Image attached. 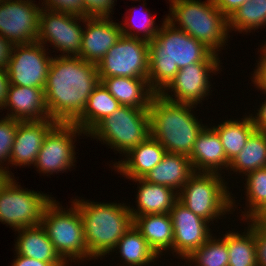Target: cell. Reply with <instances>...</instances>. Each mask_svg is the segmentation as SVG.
Listing matches in <instances>:
<instances>
[{"label": "cell", "mask_w": 266, "mask_h": 266, "mask_svg": "<svg viewBox=\"0 0 266 266\" xmlns=\"http://www.w3.org/2000/svg\"><path fill=\"white\" fill-rule=\"evenodd\" d=\"M213 128L221 139L229 162L241 152L249 136L256 130L250 115L239 121L225 120L220 125L213 126Z\"/></svg>", "instance_id": "obj_28"}, {"label": "cell", "mask_w": 266, "mask_h": 266, "mask_svg": "<svg viewBox=\"0 0 266 266\" xmlns=\"http://www.w3.org/2000/svg\"><path fill=\"white\" fill-rule=\"evenodd\" d=\"M12 174H13L12 172L10 174V171L8 169L0 168V191L7 184V182L12 177H14V175Z\"/></svg>", "instance_id": "obj_47"}, {"label": "cell", "mask_w": 266, "mask_h": 266, "mask_svg": "<svg viewBox=\"0 0 266 266\" xmlns=\"http://www.w3.org/2000/svg\"><path fill=\"white\" fill-rule=\"evenodd\" d=\"M266 26V0H249L228 17V30L251 32Z\"/></svg>", "instance_id": "obj_32"}, {"label": "cell", "mask_w": 266, "mask_h": 266, "mask_svg": "<svg viewBox=\"0 0 266 266\" xmlns=\"http://www.w3.org/2000/svg\"><path fill=\"white\" fill-rule=\"evenodd\" d=\"M10 86L7 69L0 68V109L3 108Z\"/></svg>", "instance_id": "obj_45"}, {"label": "cell", "mask_w": 266, "mask_h": 266, "mask_svg": "<svg viewBox=\"0 0 266 266\" xmlns=\"http://www.w3.org/2000/svg\"><path fill=\"white\" fill-rule=\"evenodd\" d=\"M57 124L51 118L41 121H19L9 163L16 166L34 165L45 136Z\"/></svg>", "instance_id": "obj_18"}, {"label": "cell", "mask_w": 266, "mask_h": 266, "mask_svg": "<svg viewBox=\"0 0 266 266\" xmlns=\"http://www.w3.org/2000/svg\"><path fill=\"white\" fill-rule=\"evenodd\" d=\"M195 266H228L229 254L226 242L221 238L210 237L200 248L195 249L187 258Z\"/></svg>", "instance_id": "obj_33"}, {"label": "cell", "mask_w": 266, "mask_h": 266, "mask_svg": "<svg viewBox=\"0 0 266 266\" xmlns=\"http://www.w3.org/2000/svg\"><path fill=\"white\" fill-rule=\"evenodd\" d=\"M170 15L166 19L213 53L218 52L228 41V18L213 4L212 0H169ZM172 16V17H171ZM220 48V49H219ZM219 49V50H218ZM218 51V52H217Z\"/></svg>", "instance_id": "obj_5"}, {"label": "cell", "mask_w": 266, "mask_h": 266, "mask_svg": "<svg viewBox=\"0 0 266 266\" xmlns=\"http://www.w3.org/2000/svg\"><path fill=\"white\" fill-rule=\"evenodd\" d=\"M247 222L255 227H266V204L260 208Z\"/></svg>", "instance_id": "obj_46"}, {"label": "cell", "mask_w": 266, "mask_h": 266, "mask_svg": "<svg viewBox=\"0 0 266 266\" xmlns=\"http://www.w3.org/2000/svg\"><path fill=\"white\" fill-rule=\"evenodd\" d=\"M247 232H227L222 239L227 244L228 266H257L255 226L250 222Z\"/></svg>", "instance_id": "obj_30"}, {"label": "cell", "mask_w": 266, "mask_h": 266, "mask_svg": "<svg viewBox=\"0 0 266 266\" xmlns=\"http://www.w3.org/2000/svg\"><path fill=\"white\" fill-rule=\"evenodd\" d=\"M10 113L6 118L19 121H41L49 119V112L45 103L44 89L10 85L7 98L3 105Z\"/></svg>", "instance_id": "obj_19"}, {"label": "cell", "mask_w": 266, "mask_h": 266, "mask_svg": "<svg viewBox=\"0 0 266 266\" xmlns=\"http://www.w3.org/2000/svg\"><path fill=\"white\" fill-rule=\"evenodd\" d=\"M32 0H0V35L12 45L36 42L42 8Z\"/></svg>", "instance_id": "obj_15"}, {"label": "cell", "mask_w": 266, "mask_h": 266, "mask_svg": "<svg viewBox=\"0 0 266 266\" xmlns=\"http://www.w3.org/2000/svg\"><path fill=\"white\" fill-rule=\"evenodd\" d=\"M115 0H84L85 17H111Z\"/></svg>", "instance_id": "obj_38"}, {"label": "cell", "mask_w": 266, "mask_h": 266, "mask_svg": "<svg viewBox=\"0 0 266 266\" xmlns=\"http://www.w3.org/2000/svg\"><path fill=\"white\" fill-rule=\"evenodd\" d=\"M194 173L189 157L166 152L162 160L143 179L170 187L178 193Z\"/></svg>", "instance_id": "obj_22"}, {"label": "cell", "mask_w": 266, "mask_h": 266, "mask_svg": "<svg viewBox=\"0 0 266 266\" xmlns=\"http://www.w3.org/2000/svg\"><path fill=\"white\" fill-rule=\"evenodd\" d=\"M176 26L165 18L149 42L148 84L155 94H160L180 69L203 62L212 53L202 42Z\"/></svg>", "instance_id": "obj_2"}, {"label": "cell", "mask_w": 266, "mask_h": 266, "mask_svg": "<svg viewBox=\"0 0 266 266\" xmlns=\"http://www.w3.org/2000/svg\"><path fill=\"white\" fill-rule=\"evenodd\" d=\"M170 215L173 223V253L187 262L186 258L200 248L213 235L208 221L194 214L177 201Z\"/></svg>", "instance_id": "obj_16"}, {"label": "cell", "mask_w": 266, "mask_h": 266, "mask_svg": "<svg viewBox=\"0 0 266 266\" xmlns=\"http://www.w3.org/2000/svg\"><path fill=\"white\" fill-rule=\"evenodd\" d=\"M140 13H142V15H143L141 17L142 18V20H141L142 23L140 24V26L135 21L132 22V19L130 21L129 18H133V17H128L126 15V17H125L126 20L125 21L127 23L124 21L125 25H123L121 23L119 24L120 25V29L122 31V35L150 42V41H152L155 38L156 34L159 32L160 27L158 28V26H156V27L154 26L155 25V22H154L155 19H154V17L153 18L151 17L152 14H149L150 12H149V10H147V8L145 10L143 9V11L140 12ZM135 17H137V16H135ZM128 21H130V22H128ZM136 29H138V30H136ZM131 30H133V31L136 30V32L134 31V33H133ZM140 32L142 33L141 37L139 36Z\"/></svg>", "instance_id": "obj_35"}, {"label": "cell", "mask_w": 266, "mask_h": 266, "mask_svg": "<svg viewBox=\"0 0 266 266\" xmlns=\"http://www.w3.org/2000/svg\"><path fill=\"white\" fill-rule=\"evenodd\" d=\"M14 178L0 191V222L14 230L39 225L45 207L53 198L21 188Z\"/></svg>", "instance_id": "obj_9"}, {"label": "cell", "mask_w": 266, "mask_h": 266, "mask_svg": "<svg viewBox=\"0 0 266 266\" xmlns=\"http://www.w3.org/2000/svg\"><path fill=\"white\" fill-rule=\"evenodd\" d=\"M81 214L88 258H103L132 227L129 206L74 199ZM103 256V257H102Z\"/></svg>", "instance_id": "obj_4"}, {"label": "cell", "mask_w": 266, "mask_h": 266, "mask_svg": "<svg viewBox=\"0 0 266 266\" xmlns=\"http://www.w3.org/2000/svg\"><path fill=\"white\" fill-rule=\"evenodd\" d=\"M195 105L169 101L154 94L149 105L150 135L169 153L190 157L205 126L191 113Z\"/></svg>", "instance_id": "obj_3"}, {"label": "cell", "mask_w": 266, "mask_h": 266, "mask_svg": "<svg viewBox=\"0 0 266 266\" xmlns=\"http://www.w3.org/2000/svg\"><path fill=\"white\" fill-rule=\"evenodd\" d=\"M261 49V59L259 58V63L256 66V70L252 74L253 84L258 87L260 91L266 92V43Z\"/></svg>", "instance_id": "obj_39"}, {"label": "cell", "mask_w": 266, "mask_h": 266, "mask_svg": "<svg viewBox=\"0 0 266 266\" xmlns=\"http://www.w3.org/2000/svg\"><path fill=\"white\" fill-rule=\"evenodd\" d=\"M132 180L138 181L140 185L137 187L139 188L136 196L137 210L129 206L133 219L144 214L170 213V210L178 201L177 191L170 187L153 184L143 178Z\"/></svg>", "instance_id": "obj_24"}, {"label": "cell", "mask_w": 266, "mask_h": 266, "mask_svg": "<svg viewBox=\"0 0 266 266\" xmlns=\"http://www.w3.org/2000/svg\"><path fill=\"white\" fill-rule=\"evenodd\" d=\"M12 266H67L66 262H43L33 258L18 255L16 253Z\"/></svg>", "instance_id": "obj_41"}, {"label": "cell", "mask_w": 266, "mask_h": 266, "mask_svg": "<svg viewBox=\"0 0 266 266\" xmlns=\"http://www.w3.org/2000/svg\"><path fill=\"white\" fill-rule=\"evenodd\" d=\"M189 159L195 172L219 173L230 164L216 130L206 125L198 135Z\"/></svg>", "instance_id": "obj_21"}, {"label": "cell", "mask_w": 266, "mask_h": 266, "mask_svg": "<svg viewBox=\"0 0 266 266\" xmlns=\"http://www.w3.org/2000/svg\"><path fill=\"white\" fill-rule=\"evenodd\" d=\"M110 19V17L83 16L82 23L86 25L80 51L83 60L97 65L122 36L120 25Z\"/></svg>", "instance_id": "obj_17"}, {"label": "cell", "mask_w": 266, "mask_h": 266, "mask_svg": "<svg viewBox=\"0 0 266 266\" xmlns=\"http://www.w3.org/2000/svg\"><path fill=\"white\" fill-rule=\"evenodd\" d=\"M84 132L73 123H57L45 136L34 167L43 174L70 170L76 162L73 142L77 134Z\"/></svg>", "instance_id": "obj_14"}, {"label": "cell", "mask_w": 266, "mask_h": 266, "mask_svg": "<svg viewBox=\"0 0 266 266\" xmlns=\"http://www.w3.org/2000/svg\"><path fill=\"white\" fill-rule=\"evenodd\" d=\"M42 5L49 10L85 16L84 0H43ZM44 3V4H43Z\"/></svg>", "instance_id": "obj_37"}, {"label": "cell", "mask_w": 266, "mask_h": 266, "mask_svg": "<svg viewBox=\"0 0 266 266\" xmlns=\"http://www.w3.org/2000/svg\"><path fill=\"white\" fill-rule=\"evenodd\" d=\"M108 92L122 105L138 109H149L154 96L148 79L130 77H100Z\"/></svg>", "instance_id": "obj_23"}, {"label": "cell", "mask_w": 266, "mask_h": 266, "mask_svg": "<svg viewBox=\"0 0 266 266\" xmlns=\"http://www.w3.org/2000/svg\"><path fill=\"white\" fill-rule=\"evenodd\" d=\"M266 94V92H263ZM258 113L253 117L252 113L250 114L252 116V120L254 123V126L256 130L266 132V99L264 102H262L260 109L257 110Z\"/></svg>", "instance_id": "obj_44"}, {"label": "cell", "mask_w": 266, "mask_h": 266, "mask_svg": "<svg viewBox=\"0 0 266 266\" xmlns=\"http://www.w3.org/2000/svg\"><path fill=\"white\" fill-rule=\"evenodd\" d=\"M100 82L96 64L79 56L59 54L52 58L44 88L49 118L57 123H73Z\"/></svg>", "instance_id": "obj_1"}, {"label": "cell", "mask_w": 266, "mask_h": 266, "mask_svg": "<svg viewBox=\"0 0 266 266\" xmlns=\"http://www.w3.org/2000/svg\"><path fill=\"white\" fill-rule=\"evenodd\" d=\"M257 266H266V227H255Z\"/></svg>", "instance_id": "obj_40"}, {"label": "cell", "mask_w": 266, "mask_h": 266, "mask_svg": "<svg viewBox=\"0 0 266 266\" xmlns=\"http://www.w3.org/2000/svg\"><path fill=\"white\" fill-rule=\"evenodd\" d=\"M245 178L246 205L249 209L242 212V220L247 221L266 204V168L250 172Z\"/></svg>", "instance_id": "obj_34"}, {"label": "cell", "mask_w": 266, "mask_h": 266, "mask_svg": "<svg viewBox=\"0 0 266 266\" xmlns=\"http://www.w3.org/2000/svg\"><path fill=\"white\" fill-rule=\"evenodd\" d=\"M165 153V148L150 135L132 148L125 159L115 162L113 168L127 179H141L162 160Z\"/></svg>", "instance_id": "obj_20"}, {"label": "cell", "mask_w": 266, "mask_h": 266, "mask_svg": "<svg viewBox=\"0 0 266 266\" xmlns=\"http://www.w3.org/2000/svg\"><path fill=\"white\" fill-rule=\"evenodd\" d=\"M133 225L157 256L169 249L173 253L174 230L170 213L139 215L133 219Z\"/></svg>", "instance_id": "obj_25"}, {"label": "cell", "mask_w": 266, "mask_h": 266, "mask_svg": "<svg viewBox=\"0 0 266 266\" xmlns=\"http://www.w3.org/2000/svg\"><path fill=\"white\" fill-rule=\"evenodd\" d=\"M116 249H120V257L124 260L123 263L127 264L125 266H146L159 257L134 225L122 236L111 252H115Z\"/></svg>", "instance_id": "obj_31"}, {"label": "cell", "mask_w": 266, "mask_h": 266, "mask_svg": "<svg viewBox=\"0 0 266 266\" xmlns=\"http://www.w3.org/2000/svg\"><path fill=\"white\" fill-rule=\"evenodd\" d=\"M123 155L150 136L149 109L121 106L88 134Z\"/></svg>", "instance_id": "obj_8"}, {"label": "cell", "mask_w": 266, "mask_h": 266, "mask_svg": "<svg viewBox=\"0 0 266 266\" xmlns=\"http://www.w3.org/2000/svg\"><path fill=\"white\" fill-rule=\"evenodd\" d=\"M13 45L0 35V68L7 69Z\"/></svg>", "instance_id": "obj_43"}, {"label": "cell", "mask_w": 266, "mask_h": 266, "mask_svg": "<svg viewBox=\"0 0 266 266\" xmlns=\"http://www.w3.org/2000/svg\"><path fill=\"white\" fill-rule=\"evenodd\" d=\"M0 168L1 164L9 162L12 146L15 139V133L18 128V120L12 118H0Z\"/></svg>", "instance_id": "obj_36"}, {"label": "cell", "mask_w": 266, "mask_h": 266, "mask_svg": "<svg viewBox=\"0 0 266 266\" xmlns=\"http://www.w3.org/2000/svg\"><path fill=\"white\" fill-rule=\"evenodd\" d=\"M249 0H212L213 4L228 18L237 8Z\"/></svg>", "instance_id": "obj_42"}, {"label": "cell", "mask_w": 266, "mask_h": 266, "mask_svg": "<svg viewBox=\"0 0 266 266\" xmlns=\"http://www.w3.org/2000/svg\"><path fill=\"white\" fill-rule=\"evenodd\" d=\"M71 206L64 210L53 199L45 207L40 222L55 250L66 263L70 260L84 261V258L89 260L81 214L73 202Z\"/></svg>", "instance_id": "obj_6"}, {"label": "cell", "mask_w": 266, "mask_h": 266, "mask_svg": "<svg viewBox=\"0 0 266 266\" xmlns=\"http://www.w3.org/2000/svg\"><path fill=\"white\" fill-rule=\"evenodd\" d=\"M45 46L37 41L13 45L7 67L10 85L45 88L53 58Z\"/></svg>", "instance_id": "obj_13"}, {"label": "cell", "mask_w": 266, "mask_h": 266, "mask_svg": "<svg viewBox=\"0 0 266 266\" xmlns=\"http://www.w3.org/2000/svg\"><path fill=\"white\" fill-rule=\"evenodd\" d=\"M99 77L148 79L149 42L122 35L97 64Z\"/></svg>", "instance_id": "obj_10"}, {"label": "cell", "mask_w": 266, "mask_h": 266, "mask_svg": "<svg viewBox=\"0 0 266 266\" xmlns=\"http://www.w3.org/2000/svg\"><path fill=\"white\" fill-rule=\"evenodd\" d=\"M219 59L218 54L212 52L203 62L183 67L160 94L169 101L188 103L196 107L210 93L209 76L210 73L219 71ZM168 90L174 94H168Z\"/></svg>", "instance_id": "obj_11"}, {"label": "cell", "mask_w": 266, "mask_h": 266, "mask_svg": "<svg viewBox=\"0 0 266 266\" xmlns=\"http://www.w3.org/2000/svg\"><path fill=\"white\" fill-rule=\"evenodd\" d=\"M15 231L19 233L14 247L18 255L43 262H65L55 250L41 224Z\"/></svg>", "instance_id": "obj_26"}, {"label": "cell", "mask_w": 266, "mask_h": 266, "mask_svg": "<svg viewBox=\"0 0 266 266\" xmlns=\"http://www.w3.org/2000/svg\"><path fill=\"white\" fill-rule=\"evenodd\" d=\"M77 20L82 22L83 16L53 11L42 6L36 41L43 46L50 42L53 49L62 52L61 56L70 54V56L80 57L83 28Z\"/></svg>", "instance_id": "obj_12"}, {"label": "cell", "mask_w": 266, "mask_h": 266, "mask_svg": "<svg viewBox=\"0 0 266 266\" xmlns=\"http://www.w3.org/2000/svg\"><path fill=\"white\" fill-rule=\"evenodd\" d=\"M122 105L100 82L89 96L82 114L73 122L87 135L101 120Z\"/></svg>", "instance_id": "obj_27"}, {"label": "cell", "mask_w": 266, "mask_h": 266, "mask_svg": "<svg viewBox=\"0 0 266 266\" xmlns=\"http://www.w3.org/2000/svg\"><path fill=\"white\" fill-rule=\"evenodd\" d=\"M264 168H266V132L255 130L241 152L230 161L228 169L246 176L250 172Z\"/></svg>", "instance_id": "obj_29"}, {"label": "cell", "mask_w": 266, "mask_h": 266, "mask_svg": "<svg viewBox=\"0 0 266 266\" xmlns=\"http://www.w3.org/2000/svg\"><path fill=\"white\" fill-rule=\"evenodd\" d=\"M226 183L220 173L195 172L178 192V201L194 214L213 222L235 207Z\"/></svg>", "instance_id": "obj_7"}]
</instances>
